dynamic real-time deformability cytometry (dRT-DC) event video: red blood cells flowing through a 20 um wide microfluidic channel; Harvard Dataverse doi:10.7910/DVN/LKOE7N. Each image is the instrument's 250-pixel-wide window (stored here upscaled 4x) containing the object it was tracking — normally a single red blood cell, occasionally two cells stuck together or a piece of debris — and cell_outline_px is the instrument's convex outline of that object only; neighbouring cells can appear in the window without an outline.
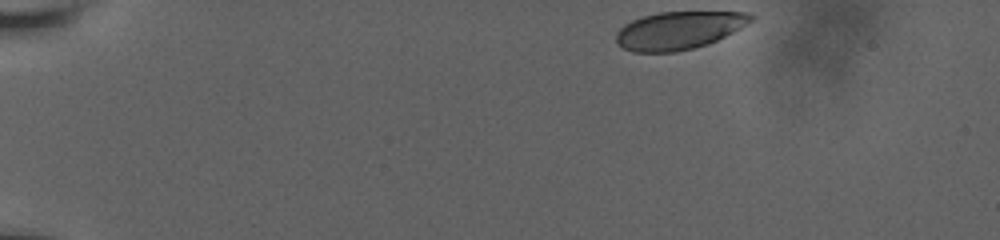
{"species": "human", "species_latin": "Homo sapiens", "temperature_condition": "room temperature", "stored_images_in_passage": 42, "camera_frame_rate_fps": 3000, "um_per_image_px": 0.085, "donor": {"sex": "male"}, "frame": {"image": 1, "passage_image": 1, "time_ms": 0.0, "image_size_px": [1000, 240], "cell_outline_px": [[756, 16], [752, 20], [740, 28], [708, 44], [676, 52], [632, 52], [616, 44], [616, 32], [624, 24], [632, 20], [644, 16], [660, 12], [752, 12]], "centroid_in_image_um": [57.68, 2.58], "position_along_channel_um": 27.3, "area_um2": 29.65}}
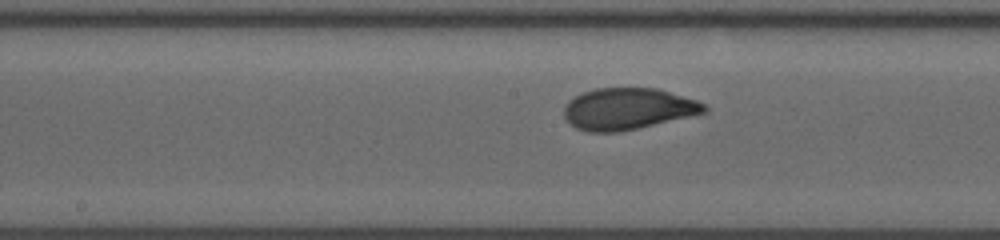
{"frame": {"image": 2, "passage_image": 23, "time_ms": 7.333, "image_size_px": [1000, 240], "cell_outline_px": [[708, 112], [636, 128], [616, 132], [588, 132], [576, 128], [564, 116], [564, 108], [568, 100], [584, 92], [596, 88], [656, 88], [696, 100], [708, 104]], "centroid_in_image_um": [53.38, 9.24], "position_along_channel_um": 194.8, "area_um2": 33.7}}
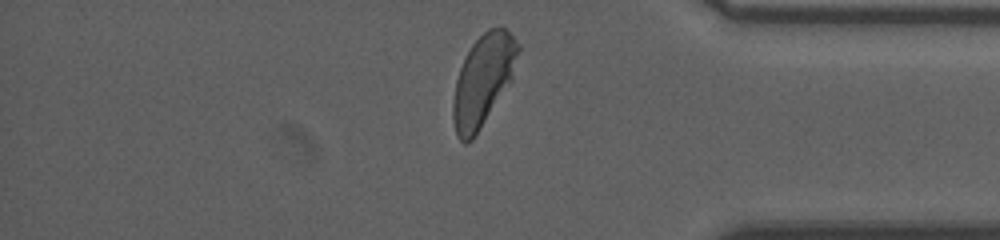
{"frame": {"image": 3, "passage_image": 40, "time_ms": 13.0, "image_size_px": [1000, 240], "cell_outline_px": [[520, 48], [512, 80], [472, 140], [464, 144], [456, 136], [452, 116], [452, 104], [456, 80], [460, 68], [472, 44], [488, 28], [504, 28], [520, 44]], "centroid_in_image_um": [41.05, 6.84], "position_along_channel_um": 394.1, "area_um2": 34.22}, "authors_computed_cell_mechanics": {"area_um2": 33.6685, "velocity_mm_per_s": 3.7792, "shape_relaxation_time_tau1_ms": 3.1363, "shape_relaxation_time_tau2_ms": null, "deformation_change_tau1": 0.1416, "deformation_change_tau2": null}}